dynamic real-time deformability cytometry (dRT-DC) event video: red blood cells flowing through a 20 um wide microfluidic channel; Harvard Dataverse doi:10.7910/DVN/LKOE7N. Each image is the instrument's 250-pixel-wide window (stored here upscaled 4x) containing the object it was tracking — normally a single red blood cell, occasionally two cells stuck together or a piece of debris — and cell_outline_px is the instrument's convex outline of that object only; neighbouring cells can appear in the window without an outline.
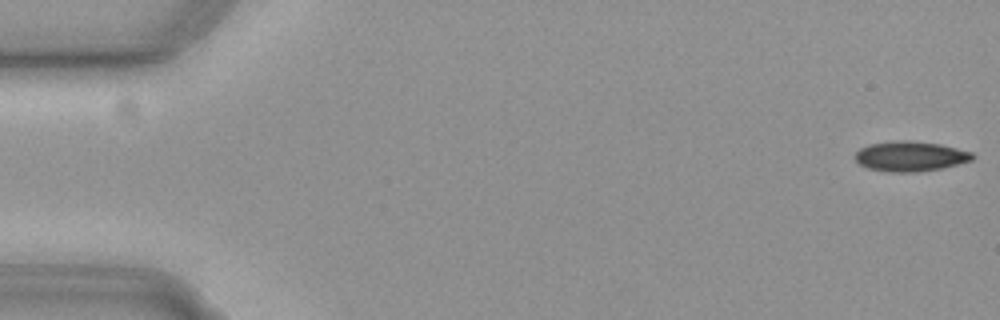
{"species": "common noctule bat (a hibernating species)", "species_latin": "Nyctalus noctula", "temperature_condition": "cold", "stored_images_in_passage": 57, "camera_frame_rate_fps": 3000, "um_per_image_px": 0.085, "animal": {"sex": "female", "body_mass_g": 19.3, "forearm_length_mm": 54.1}, "frame": {"image": 1, "passage_image": 1, "time_ms": 0.0, "image_size_px": [1000, 320], "cell_outline_px": [[976, 156], [972, 160], [944, 168], [916, 172], [888, 172], [868, 168], [860, 164], [856, 160], [856, 152], [860, 148], [868, 144], [896, 140], [908, 140], [940, 144], [972, 152]], "centroid_in_image_um": [77.39, 13.28], "position_along_channel_um": 7.6, "area_um2": 20.63}}
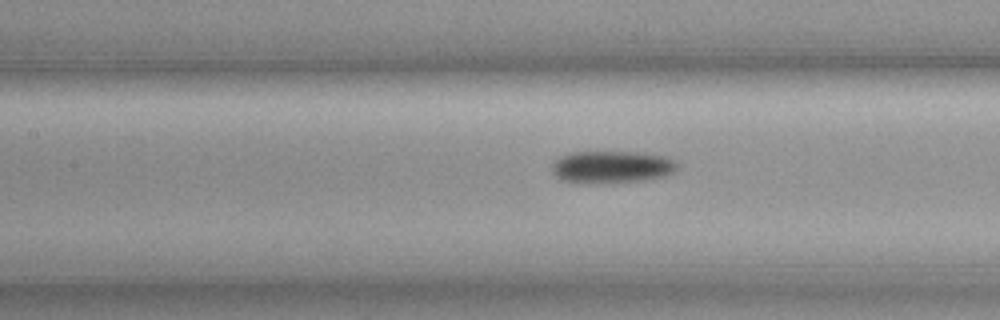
{"frame": {"image": 2, "passage_image": 25, "time_ms": 8.0, "image_size_px": [1000, 320], "cell_outline_px": [[680, 164], [672, 172], [664, 176], [644, 180], [564, 180], [556, 176], [552, 172], [552, 164], [560, 156], [572, 152], [644, 152], [668, 156], [676, 160]], "centroid_in_image_um": [52.1, 14.11], "position_along_channel_um": 155.3, "area_um2": 22.66}}
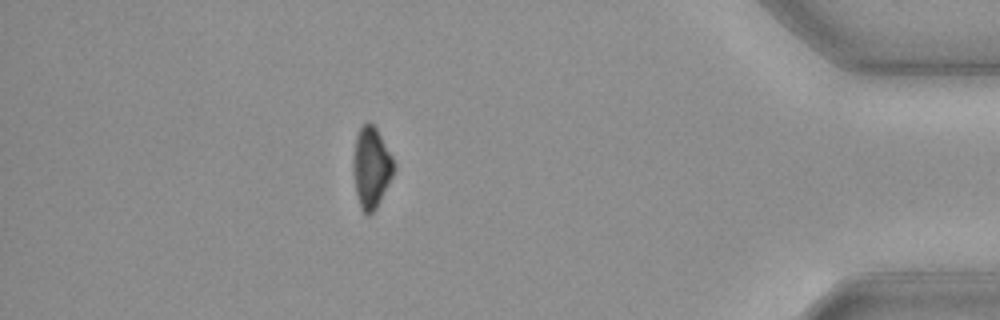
{"frame": {"image": 3, "passage_image": 49, "time_ms": 16.0, "image_size_px": [1000, 320], "cell_outline_px": [[396, 168], [376, 208], [368, 216], [360, 208], [356, 192], [352, 172], [352, 160], [356, 136], [360, 128], [368, 120], [376, 128], [392, 156], [396, 164]], "centroid_in_image_um": [31.54, 14.23], "position_along_channel_um": 403.7, "area_um2": 19.25}, "authors_computed_cell_mechanics": {"area_um2": 21.6172, "velocity_mm_per_s": 3.7197, "shape_relaxation_time_tau1_ms": 4.1701, "shape_relaxation_time_tau2_ms": null, "deformation_change_tau1": 0.1041, "deformation_change_tau2": null}}